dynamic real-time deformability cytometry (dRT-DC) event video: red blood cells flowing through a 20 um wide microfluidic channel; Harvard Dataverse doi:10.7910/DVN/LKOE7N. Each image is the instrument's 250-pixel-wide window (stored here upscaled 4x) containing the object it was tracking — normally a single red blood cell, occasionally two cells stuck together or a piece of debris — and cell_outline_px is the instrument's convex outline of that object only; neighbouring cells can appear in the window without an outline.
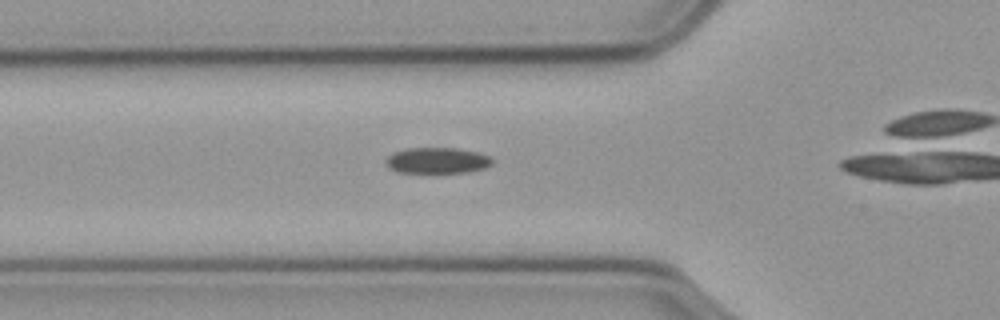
{"species": "common noctule bat (a hibernating species)", "species_latin": "Nyctalus noctula", "temperature_condition": "cold", "stored_images_in_passage": 39, "camera_frame_rate_fps": 3000, "um_per_image_px": 0.085, "animal": {"sex": "male", "body_mass_g": 23.1, "forearm_length_mm": 52.7}, "frame": {"image": 1, "passage_image": 13, "time_ms": 4.0, "image_size_px": [1000, 320], "cell_outline_px": [[492, 164], [484, 168], [468, 172], [396, 172], [388, 168], [384, 160], [392, 152], [404, 148], [456, 148], [480, 152], [488, 156], [492, 160]], "centroid_in_image_um": [37.12, 13.63], "position_along_channel_um": 88.7, "area_um2": 16.18}}
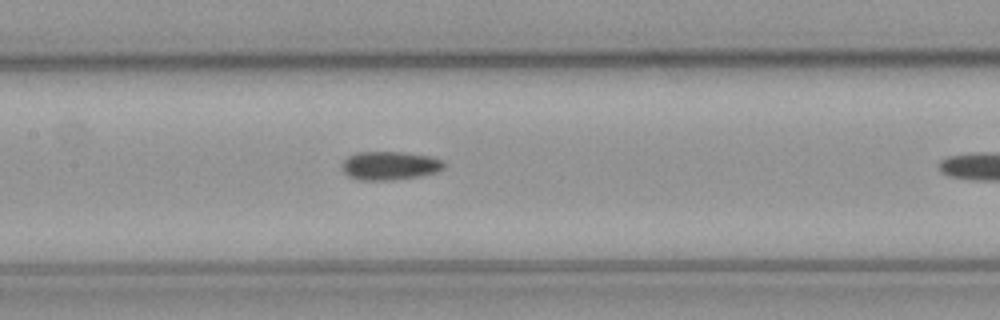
{"frame": {"image": 2, "passage_image": 20, "time_ms": 6.333, "image_size_px": [1000, 320], "cell_outline_px": [[444, 168], [436, 172], [420, 176], [392, 180], [356, 180], [348, 176], [340, 168], [340, 164], [348, 156], [356, 152], [404, 152], [432, 156], [444, 160]], "centroid_in_image_um": [33.11, 14.08], "position_along_channel_um": 174.3, "area_um2": 17.28}}
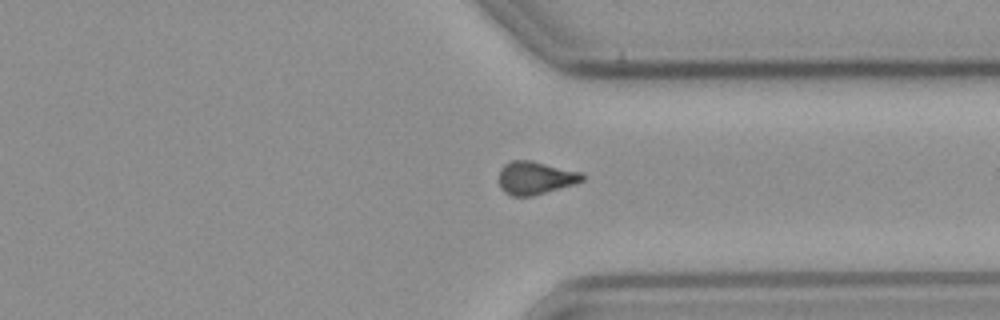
{"frame": {"image": 3, "passage_image": 36, "time_ms": 11.667, "image_size_px": [1000, 320], "cell_outline_px": [[584, 180], [572, 184], [532, 196], [512, 196], [504, 192], [500, 188], [500, 168], [504, 164], [512, 160], [532, 160], [584, 172]], "centroid_in_image_um": [45.51, 15.1], "position_along_channel_um": 365.9, "area_um2": 16.07}}